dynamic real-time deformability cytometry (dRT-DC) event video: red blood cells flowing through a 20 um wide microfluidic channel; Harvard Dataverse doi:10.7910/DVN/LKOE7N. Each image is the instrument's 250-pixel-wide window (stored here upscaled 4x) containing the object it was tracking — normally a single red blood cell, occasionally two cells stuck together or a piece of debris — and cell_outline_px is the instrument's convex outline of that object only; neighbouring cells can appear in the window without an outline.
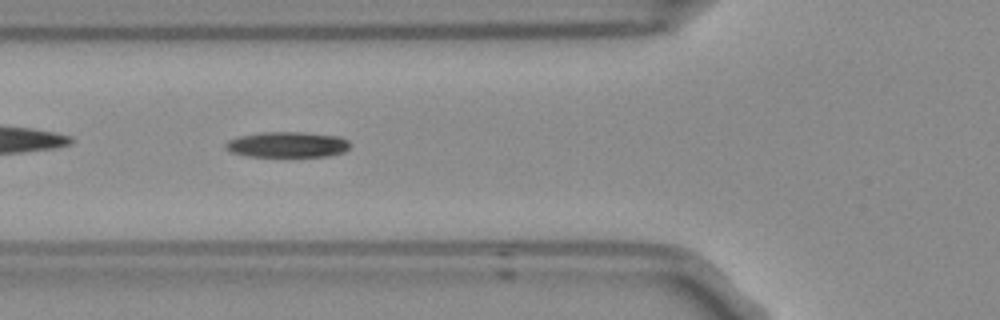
{"species": "Egyptian fruit bat (a non-hibernating species)", "species_latin": "Rousettus aegyptiacus", "temperature_condition": "room temperature", "stored_images_in_passage": 4, "camera_frame_rate_fps": 3000, "um_per_image_px": 0.085, "frame": {"image": 1, "passage_image": 3, "time_ms": 0.667, "image_size_px": [1000, 320], "cell_outline_px": [[348, 148], [344, 152], [328, 156], [248, 156], [232, 152], [224, 148], [224, 144], [228, 140], [236, 136], [260, 132], [304, 132], [340, 136], [348, 140]], "centroid_in_image_um": [24.39, 12.28], "position_along_channel_um": 101.4, "area_um2": 18.67}}